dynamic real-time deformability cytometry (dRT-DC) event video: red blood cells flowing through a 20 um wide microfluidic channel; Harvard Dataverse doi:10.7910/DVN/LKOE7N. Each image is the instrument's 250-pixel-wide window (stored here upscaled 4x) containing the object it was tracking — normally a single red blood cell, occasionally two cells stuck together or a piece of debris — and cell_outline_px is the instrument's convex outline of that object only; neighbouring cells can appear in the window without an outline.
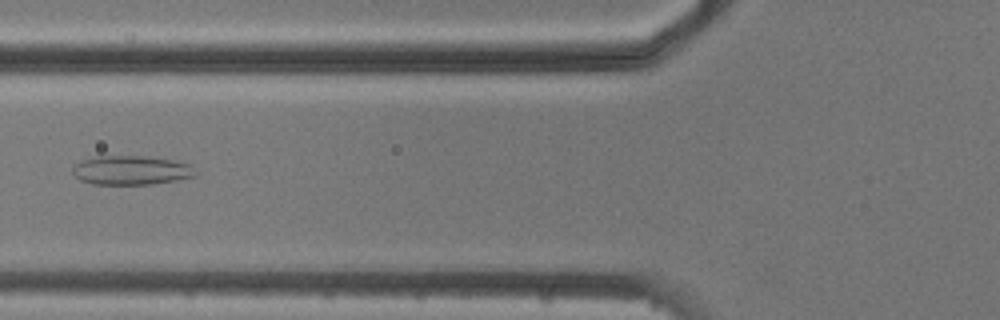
{"species": "common noctule bat (a hibernating species)", "species_latin": "Nyctalus noctula", "temperature_condition": "cold", "stored_images_in_passage": 5, "camera_frame_rate_fps": 3000, "um_per_image_px": 0.085, "animal": {"sex": "male", "body_mass_g": 20.5, "forearm_length_mm": 52.5}, "frame": {"image": 1, "passage_image": 2, "time_ms": 1.333, "image_size_px": [1000, 320], "cell_outline_px": [[196, 176], [176, 180], [152, 184], [92, 184], [80, 180], [72, 172], [72, 168], [80, 160], [100, 156], [140, 156], [172, 160], [192, 164], [196, 172]], "centroid_in_image_um": [11.16, 14.47], "position_along_channel_um": 114.6, "area_um2": 20.81}}
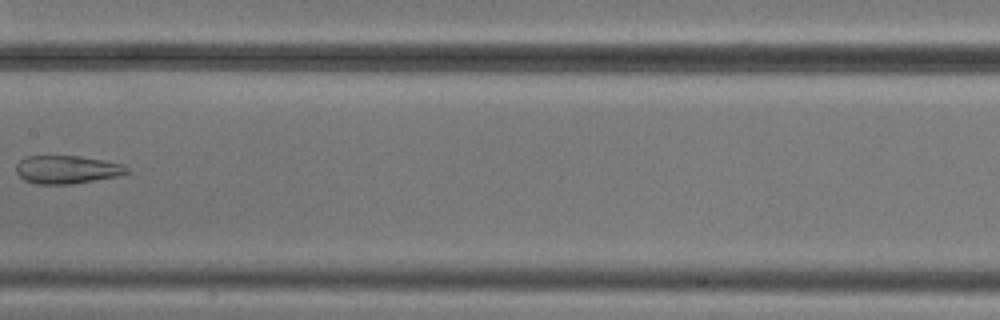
{"frame": {"image": 2, "passage_image": 4, "time_ms": 3.667, "image_size_px": [1000, 320], "cell_outline_px": [[128, 172], [116, 176], [72, 184], [36, 184], [24, 180], [16, 172], [16, 164], [20, 160], [28, 156], [80, 156], [104, 160], [120, 164], [128, 168]], "centroid_in_image_um": [5.64, 14.41], "position_along_channel_um": 201.8, "area_um2": 17.98}}